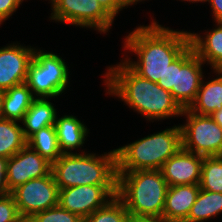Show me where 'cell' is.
<instances>
[{
    "label": "cell",
    "instance_id": "cell-24",
    "mask_svg": "<svg viewBox=\"0 0 222 222\" xmlns=\"http://www.w3.org/2000/svg\"><path fill=\"white\" fill-rule=\"evenodd\" d=\"M200 189L222 193V156L204 157Z\"/></svg>",
    "mask_w": 222,
    "mask_h": 222
},
{
    "label": "cell",
    "instance_id": "cell-29",
    "mask_svg": "<svg viewBox=\"0 0 222 222\" xmlns=\"http://www.w3.org/2000/svg\"><path fill=\"white\" fill-rule=\"evenodd\" d=\"M176 78V59L168 66L164 72L163 78L157 82V84L165 90L171 91L175 86Z\"/></svg>",
    "mask_w": 222,
    "mask_h": 222
},
{
    "label": "cell",
    "instance_id": "cell-7",
    "mask_svg": "<svg viewBox=\"0 0 222 222\" xmlns=\"http://www.w3.org/2000/svg\"><path fill=\"white\" fill-rule=\"evenodd\" d=\"M185 124H181L182 148L204 156H222V127L211 116L183 109Z\"/></svg>",
    "mask_w": 222,
    "mask_h": 222
},
{
    "label": "cell",
    "instance_id": "cell-25",
    "mask_svg": "<svg viewBox=\"0 0 222 222\" xmlns=\"http://www.w3.org/2000/svg\"><path fill=\"white\" fill-rule=\"evenodd\" d=\"M128 214L124 203L115 196L104 207L94 211L82 222H127Z\"/></svg>",
    "mask_w": 222,
    "mask_h": 222
},
{
    "label": "cell",
    "instance_id": "cell-22",
    "mask_svg": "<svg viewBox=\"0 0 222 222\" xmlns=\"http://www.w3.org/2000/svg\"><path fill=\"white\" fill-rule=\"evenodd\" d=\"M27 144L18 121L0 119V158H10Z\"/></svg>",
    "mask_w": 222,
    "mask_h": 222
},
{
    "label": "cell",
    "instance_id": "cell-17",
    "mask_svg": "<svg viewBox=\"0 0 222 222\" xmlns=\"http://www.w3.org/2000/svg\"><path fill=\"white\" fill-rule=\"evenodd\" d=\"M54 126L63 154L72 153L74 149H81L89 133L87 126L72 114L62 117L57 115Z\"/></svg>",
    "mask_w": 222,
    "mask_h": 222
},
{
    "label": "cell",
    "instance_id": "cell-23",
    "mask_svg": "<svg viewBox=\"0 0 222 222\" xmlns=\"http://www.w3.org/2000/svg\"><path fill=\"white\" fill-rule=\"evenodd\" d=\"M27 145L51 164L63 154L59 147L55 126H47L34 133L27 140Z\"/></svg>",
    "mask_w": 222,
    "mask_h": 222
},
{
    "label": "cell",
    "instance_id": "cell-8",
    "mask_svg": "<svg viewBox=\"0 0 222 222\" xmlns=\"http://www.w3.org/2000/svg\"><path fill=\"white\" fill-rule=\"evenodd\" d=\"M50 19L106 33L115 20L97 0H49Z\"/></svg>",
    "mask_w": 222,
    "mask_h": 222
},
{
    "label": "cell",
    "instance_id": "cell-14",
    "mask_svg": "<svg viewBox=\"0 0 222 222\" xmlns=\"http://www.w3.org/2000/svg\"><path fill=\"white\" fill-rule=\"evenodd\" d=\"M204 156L181 148L162 166L168 186L200 184Z\"/></svg>",
    "mask_w": 222,
    "mask_h": 222
},
{
    "label": "cell",
    "instance_id": "cell-18",
    "mask_svg": "<svg viewBox=\"0 0 222 222\" xmlns=\"http://www.w3.org/2000/svg\"><path fill=\"white\" fill-rule=\"evenodd\" d=\"M216 78L205 82L202 79L200 89L188 110L199 115H212L222 108V70L214 71Z\"/></svg>",
    "mask_w": 222,
    "mask_h": 222
},
{
    "label": "cell",
    "instance_id": "cell-21",
    "mask_svg": "<svg viewBox=\"0 0 222 222\" xmlns=\"http://www.w3.org/2000/svg\"><path fill=\"white\" fill-rule=\"evenodd\" d=\"M222 213V193L200 189L184 222H205Z\"/></svg>",
    "mask_w": 222,
    "mask_h": 222
},
{
    "label": "cell",
    "instance_id": "cell-1",
    "mask_svg": "<svg viewBox=\"0 0 222 222\" xmlns=\"http://www.w3.org/2000/svg\"><path fill=\"white\" fill-rule=\"evenodd\" d=\"M190 46L189 32L177 31L152 20L138 26L124 40V51L133 52L138 61L126 55L124 61L141 77L157 83L168 66Z\"/></svg>",
    "mask_w": 222,
    "mask_h": 222
},
{
    "label": "cell",
    "instance_id": "cell-35",
    "mask_svg": "<svg viewBox=\"0 0 222 222\" xmlns=\"http://www.w3.org/2000/svg\"><path fill=\"white\" fill-rule=\"evenodd\" d=\"M142 1H145V0H123L125 8L127 6H132V5L134 6V4H137V2L139 3V2H142Z\"/></svg>",
    "mask_w": 222,
    "mask_h": 222
},
{
    "label": "cell",
    "instance_id": "cell-4",
    "mask_svg": "<svg viewBox=\"0 0 222 222\" xmlns=\"http://www.w3.org/2000/svg\"><path fill=\"white\" fill-rule=\"evenodd\" d=\"M117 197L129 214L162 218L168 185L161 170L117 171Z\"/></svg>",
    "mask_w": 222,
    "mask_h": 222
},
{
    "label": "cell",
    "instance_id": "cell-2",
    "mask_svg": "<svg viewBox=\"0 0 222 222\" xmlns=\"http://www.w3.org/2000/svg\"><path fill=\"white\" fill-rule=\"evenodd\" d=\"M119 63L109 66L105 72L103 81L107 87V94L120 98L148 121L154 122L182 115L183 109L170 91L141 77L125 61Z\"/></svg>",
    "mask_w": 222,
    "mask_h": 222
},
{
    "label": "cell",
    "instance_id": "cell-31",
    "mask_svg": "<svg viewBox=\"0 0 222 222\" xmlns=\"http://www.w3.org/2000/svg\"><path fill=\"white\" fill-rule=\"evenodd\" d=\"M7 159L0 158V194L6 193L7 184Z\"/></svg>",
    "mask_w": 222,
    "mask_h": 222
},
{
    "label": "cell",
    "instance_id": "cell-27",
    "mask_svg": "<svg viewBox=\"0 0 222 222\" xmlns=\"http://www.w3.org/2000/svg\"><path fill=\"white\" fill-rule=\"evenodd\" d=\"M21 220L14 197L10 193L0 194V222H20Z\"/></svg>",
    "mask_w": 222,
    "mask_h": 222
},
{
    "label": "cell",
    "instance_id": "cell-13",
    "mask_svg": "<svg viewBox=\"0 0 222 222\" xmlns=\"http://www.w3.org/2000/svg\"><path fill=\"white\" fill-rule=\"evenodd\" d=\"M34 49L20 43L8 44L0 48V89L6 91L26 82Z\"/></svg>",
    "mask_w": 222,
    "mask_h": 222
},
{
    "label": "cell",
    "instance_id": "cell-16",
    "mask_svg": "<svg viewBox=\"0 0 222 222\" xmlns=\"http://www.w3.org/2000/svg\"><path fill=\"white\" fill-rule=\"evenodd\" d=\"M201 36L198 33L189 31L190 46L194 53L206 64H209L213 71L222 70V22Z\"/></svg>",
    "mask_w": 222,
    "mask_h": 222
},
{
    "label": "cell",
    "instance_id": "cell-6",
    "mask_svg": "<svg viewBox=\"0 0 222 222\" xmlns=\"http://www.w3.org/2000/svg\"><path fill=\"white\" fill-rule=\"evenodd\" d=\"M68 68L65 60L56 53L35 48L25 83L36 98L58 97L67 89Z\"/></svg>",
    "mask_w": 222,
    "mask_h": 222
},
{
    "label": "cell",
    "instance_id": "cell-9",
    "mask_svg": "<svg viewBox=\"0 0 222 222\" xmlns=\"http://www.w3.org/2000/svg\"><path fill=\"white\" fill-rule=\"evenodd\" d=\"M10 194L14 197L22 219H30L36 213L58 205L59 188L52 172L45 177L34 178L17 186Z\"/></svg>",
    "mask_w": 222,
    "mask_h": 222
},
{
    "label": "cell",
    "instance_id": "cell-11",
    "mask_svg": "<svg viewBox=\"0 0 222 222\" xmlns=\"http://www.w3.org/2000/svg\"><path fill=\"white\" fill-rule=\"evenodd\" d=\"M204 64L191 46L176 59L175 86L170 93L182 109H188L196 98L205 77Z\"/></svg>",
    "mask_w": 222,
    "mask_h": 222
},
{
    "label": "cell",
    "instance_id": "cell-26",
    "mask_svg": "<svg viewBox=\"0 0 222 222\" xmlns=\"http://www.w3.org/2000/svg\"><path fill=\"white\" fill-rule=\"evenodd\" d=\"M33 222H82L83 219L78 215L62 208L59 204L36 213L32 218Z\"/></svg>",
    "mask_w": 222,
    "mask_h": 222
},
{
    "label": "cell",
    "instance_id": "cell-15",
    "mask_svg": "<svg viewBox=\"0 0 222 222\" xmlns=\"http://www.w3.org/2000/svg\"><path fill=\"white\" fill-rule=\"evenodd\" d=\"M200 191L199 184L169 186L162 219L165 222H184Z\"/></svg>",
    "mask_w": 222,
    "mask_h": 222
},
{
    "label": "cell",
    "instance_id": "cell-34",
    "mask_svg": "<svg viewBox=\"0 0 222 222\" xmlns=\"http://www.w3.org/2000/svg\"><path fill=\"white\" fill-rule=\"evenodd\" d=\"M213 120L222 127V108L210 115Z\"/></svg>",
    "mask_w": 222,
    "mask_h": 222
},
{
    "label": "cell",
    "instance_id": "cell-20",
    "mask_svg": "<svg viewBox=\"0 0 222 222\" xmlns=\"http://www.w3.org/2000/svg\"><path fill=\"white\" fill-rule=\"evenodd\" d=\"M35 98L26 83L7 89L2 101V118L21 122Z\"/></svg>",
    "mask_w": 222,
    "mask_h": 222
},
{
    "label": "cell",
    "instance_id": "cell-38",
    "mask_svg": "<svg viewBox=\"0 0 222 222\" xmlns=\"http://www.w3.org/2000/svg\"><path fill=\"white\" fill-rule=\"evenodd\" d=\"M20 222H33L31 219H22Z\"/></svg>",
    "mask_w": 222,
    "mask_h": 222
},
{
    "label": "cell",
    "instance_id": "cell-32",
    "mask_svg": "<svg viewBox=\"0 0 222 222\" xmlns=\"http://www.w3.org/2000/svg\"><path fill=\"white\" fill-rule=\"evenodd\" d=\"M210 3V9H212V18H214V22H222V0H208Z\"/></svg>",
    "mask_w": 222,
    "mask_h": 222
},
{
    "label": "cell",
    "instance_id": "cell-36",
    "mask_svg": "<svg viewBox=\"0 0 222 222\" xmlns=\"http://www.w3.org/2000/svg\"><path fill=\"white\" fill-rule=\"evenodd\" d=\"M4 91L0 89V119H2V101H3Z\"/></svg>",
    "mask_w": 222,
    "mask_h": 222
},
{
    "label": "cell",
    "instance_id": "cell-12",
    "mask_svg": "<svg viewBox=\"0 0 222 222\" xmlns=\"http://www.w3.org/2000/svg\"><path fill=\"white\" fill-rule=\"evenodd\" d=\"M50 172L51 163L26 144L7 159L6 193L31 179L45 177Z\"/></svg>",
    "mask_w": 222,
    "mask_h": 222
},
{
    "label": "cell",
    "instance_id": "cell-5",
    "mask_svg": "<svg viewBox=\"0 0 222 222\" xmlns=\"http://www.w3.org/2000/svg\"><path fill=\"white\" fill-rule=\"evenodd\" d=\"M182 148L180 124L116 148L117 171L161 170Z\"/></svg>",
    "mask_w": 222,
    "mask_h": 222
},
{
    "label": "cell",
    "instance_id": "cell-37",
    "mask_svg": "<svg viewBox=\"0 0 222 222\" xmlns=\"http://www.w3.org/2000/svg\"><path fill=\"white\" fill-rule=\"evenodd\" d=\"M182 1H187V2H191V3L208 2V0H182Z\"/></svg>",
    "mask_w": 222,
    "mask_h": 222
},
{
    "label": "cell",
    "instance_id": "cell-19",
    "mask_svg": "<svg viewBox=\"0 0 222 222\" xmlns=\"http://www.w3.org/2000/svg\"><path fill=\"white\" fill-rule=\"evenodd\" d=\"M51 98H35L24 115L22 130L26 140L34 133L47 126H54L57 109L49 101Z\"/></svg>",
    "mask_w": 222,
    "mask_h": 222
},
{
    "label": "cell",
    "instance_id": "cell-28",
    "mask_svg": "<svg viewBox=\"0 0 222 222\" xmlns=\"http://www.w3.org/2000/svg\"><path fill=\"white\" fill-rule=\"evenodd\" d=\"M24 0H0V25L10 18Z\"/></svg>",
    "mask_w": 222,
    "mask_h": 222
},
{
    "label": "cell",
    "instance_id": "cell-33",
    "mask_svg": "<svg viewBox=\"0 0 222 222\" xmlns=\"http://www.w3.org/2000/svg\"><path fill=\"white\" fill-rule=\"evenodd\" d=\"M127 222H165V221L162 218L156 216L128 214Z\"/></svg>",
    "mask_w": 222,
    "mask_h": 222
},
{
    "label": "cell",
    "instance_id": "cell-10",
    "mask_svg": "<svg viewBox=\"0 0 222 222\" xmlns=\"http://www.w3.org/2000/svg\"><path fill=\"white\" fill-rule=\"evenodd\" d=\"M117 196V185H81L59 189L58 204L85 219Z\"/></svg>",
    "mask_w": 222,
    "mask_h": 222
},
{
    "label": "cell",
    "instance_id": "cell-3",
    "mask_svg": "<svg viewBox=\"0 0 222 222\" xmlns=\"http://www.w3.org/2000/svg\"><path fill=\"white\" fill-rule=\"evenodd\" d=\"M64 153L51 164L59 189L81 185H117V153Z\"/></svg>",
    "mask_w": 222,
    "mask_h": 222
},
{
    "label": "cell",
    "instance_id": "cell-30",
    "mask_svg": "<svg viewBox=\"0 0 222 222\" xmlns=\"http://www.w3.org/2000/svg\"><path fill=\"white\" fill-rule=\"evenodd\" d=\"M100 5L115 19V16L124 8L123 0H97Z\"/></svg>",
    "mask_w": 222,
    "mask_h": 222
}]
</instances>
